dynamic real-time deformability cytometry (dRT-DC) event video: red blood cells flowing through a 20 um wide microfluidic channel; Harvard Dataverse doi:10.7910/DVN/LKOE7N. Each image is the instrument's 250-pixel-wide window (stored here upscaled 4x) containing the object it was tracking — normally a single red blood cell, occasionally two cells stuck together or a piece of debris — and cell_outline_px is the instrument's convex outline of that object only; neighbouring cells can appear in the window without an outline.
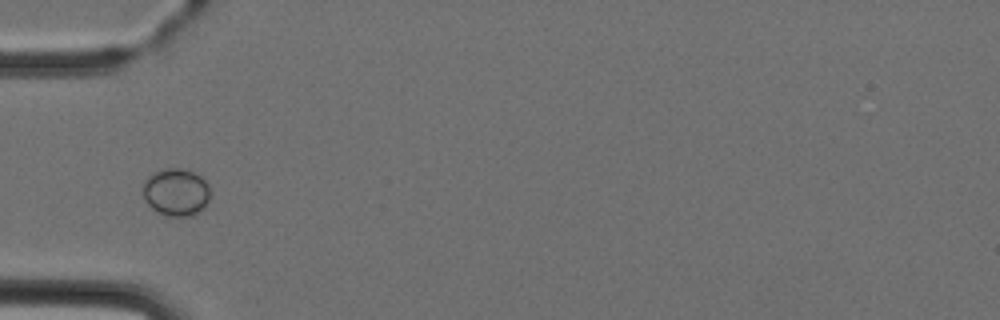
{"species": "Egyptian fruit bat (a non-hibernating species)", "species_latin": "Rousettus aegyptiacus", "temperature_condition": "cold", "stored_images_in_passage": 4, "camera_frame_rate_fps": 3000, "um_per_image_px": 0.085, "animal": {"sex": "female"}, "frame": {"image": 1, "passage_image": 4, "time_ms": 3.333, "image_size_px": [1000, 320], "cell_outline_px": [[208, 200], [204, 208], [200, 212], [192, 216], [168, 216], [156, 212], [144, 200], [144, 180], [148, 176], [164, 168], [184, 168], [200, 176], [208, 184]], "centroid_in_image_um": [14.96, 16.34], "position_along_channel_um": 70.0, "area_um2": 18.61}}